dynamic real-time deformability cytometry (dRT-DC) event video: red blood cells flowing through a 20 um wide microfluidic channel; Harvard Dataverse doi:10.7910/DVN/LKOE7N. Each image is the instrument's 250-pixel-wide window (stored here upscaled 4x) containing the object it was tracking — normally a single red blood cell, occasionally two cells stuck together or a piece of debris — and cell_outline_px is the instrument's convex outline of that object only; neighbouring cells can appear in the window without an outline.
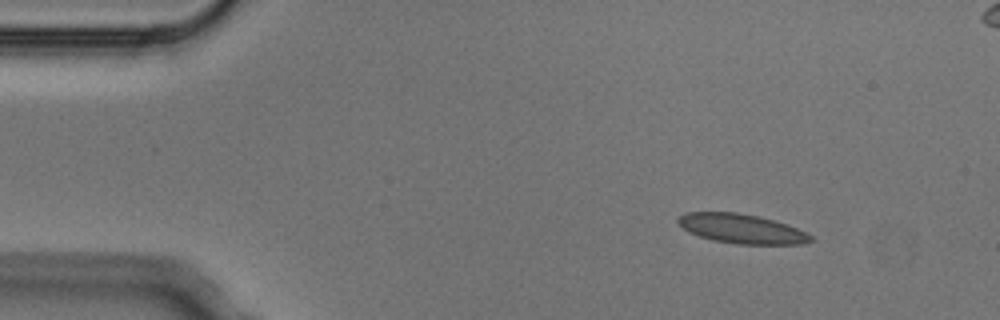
{"species": "Egyptian fruit bat (a non-hibernating species)", "species_latin": "Rousettus aegyptiacus", "temperature_condition": "cold", "stored_images_in_passage": 5, "segment_of_instrument_passage": [1, 2], "camera_frame_rate_fps": 3000, "um_per_image_px": 0.085, "animal": {"sex": "male"}, "frame": {"image": 1, "passage_image": 2, "time_ms": 0.333, "image_size_px": [1000, 320], "cell_outline_px": [[812, 240], [804, 244], [736, 244], [712, 240], [688, 232], [676, 220], [684, 212], [736, 212], [760, 216], [788, 224], [812, 236]], "centroid_in_image_um": [63.03, 19.43], "position_along_channel_um": 22.0, "area_um2": 22.72}}